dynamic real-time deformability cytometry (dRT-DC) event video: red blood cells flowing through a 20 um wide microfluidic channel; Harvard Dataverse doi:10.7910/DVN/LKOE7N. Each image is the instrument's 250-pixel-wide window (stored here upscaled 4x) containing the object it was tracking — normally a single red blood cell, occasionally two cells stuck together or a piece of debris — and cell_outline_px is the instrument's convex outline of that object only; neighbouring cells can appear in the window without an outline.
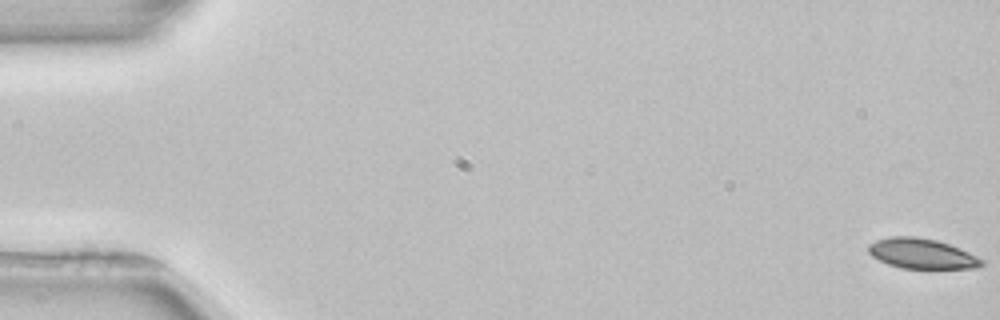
{"species": "common noctule bat (a hibernating species)", "species_latin": "Nyctalus noctula", "temperature_condition": "room temperature", "stored_images_in_passage": 53, "camera_frame_rate_fps": 3000, "um_per_image_px": 0.085, "animal": {"sex": "female", "body_mass_g": 22.7, "forearm_length_mm": 54.2}, "frame": {"image": 1, "passage_image": 1, "time_ms": 0.0, "image_size_px": [1000, 320], "cell_outline_px": [[984, 264], [976, 268], [900, 268], [888, 264], [872, 256], [868, 252], [868, 244], [876, 240], [892, 236], [916, 236], [936, 240], [960, 248], [984, 260]], "centroid_in_image_um": [78.34, 21.55], "position_along_channel_um": 6.7, "area_um2": 19.83}}
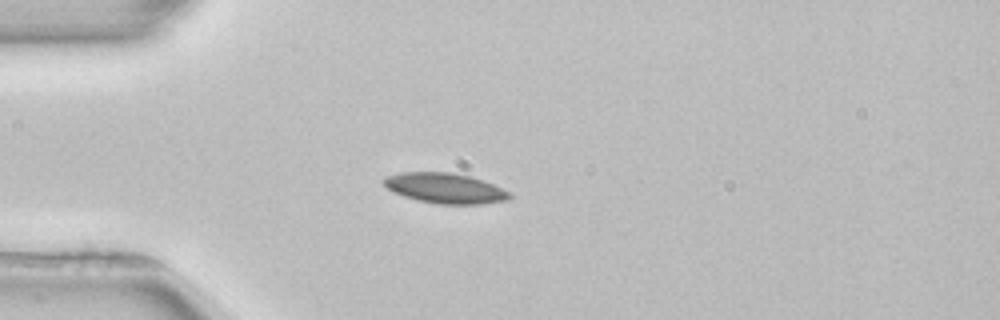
{"frame": {"image": 2, "passage_image": 15, "time_ms": 4.667, "image_size_px": [1000, 320], "cell_outline_px": [[512, 196], [508, 200], [484, 204], [440, 204], [416, 200], [392, 192], [380, 180], [384, 176], [400, 172], [452, 172], [472, 176], [484, 180], [508, 192]], "centroid_in_image_um": [37.79, 15.99], "position_along_channel_um": 47.2, "area_um2": 22.43}}
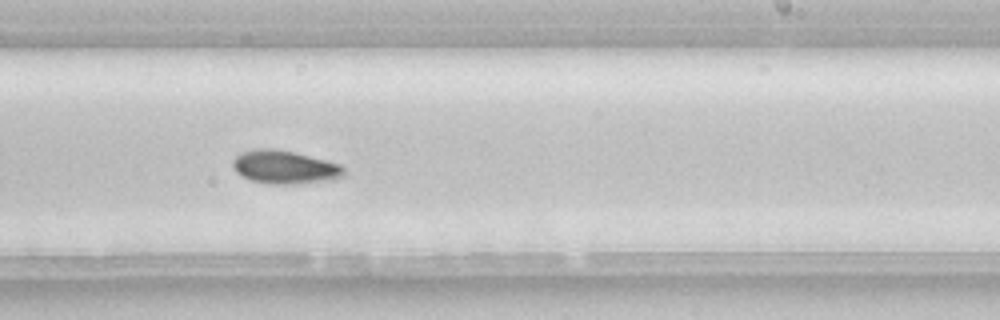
{"frame": {"image": 3, "passage_image": 33, "time_ms": 10.667, "image_size_px": [1000, 320], "cell_outline_px": [[344, 176], [336, 180], [292, 184], [268, 184], [252, 180], [236, 172], [232, 164], [232, 160], [240, 152], [256, 148], [272, 148], [296, 152], [340, 164], [344, 168]], "centroid_in_image_um": [24.21, 14.2], "position_along_channel_um": 264.8, "area_um2": 21.79}, "authors_computed_cell_mechanics": {"area_um2": 21.097, "velocity_mm_per_s": 3.9084, "shape_relaxation_time_tau1_ms": 5.222, "shape_relaxation_time_tau2_ms": null, "deformation_change_tau1": 0.1016, "deformation_change_tau2": null}}